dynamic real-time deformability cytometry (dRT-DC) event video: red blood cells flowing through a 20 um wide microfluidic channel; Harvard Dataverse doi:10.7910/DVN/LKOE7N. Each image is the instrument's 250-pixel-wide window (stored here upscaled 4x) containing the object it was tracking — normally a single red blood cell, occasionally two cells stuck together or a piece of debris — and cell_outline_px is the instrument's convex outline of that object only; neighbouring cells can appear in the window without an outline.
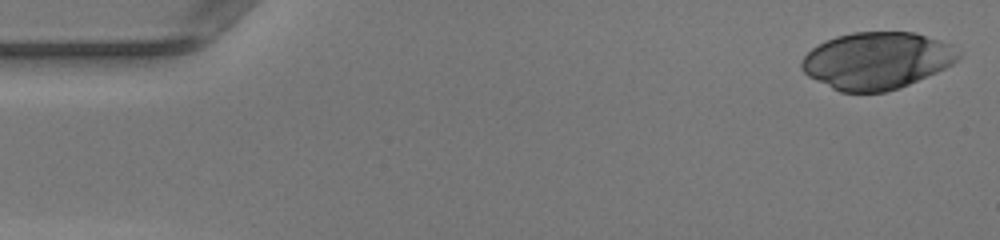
{"species": "human", "species_latin": "Homo sapiens", "temperature_condition": "warm", "stored_images_in_passage": 50, "camera_frame_rate_fps": 3000, "um_per_image_px": 0.085, "donor": {"sex": "female"}, "frame": {"image": 1, "passage_image": 1, "time_ms": 0.0, "image_size_px": [1000, 240], "cell_outline_px": [[960, 56], [952, 64], [936, 72], [900, 88], [884, 92], [840, 92], [808, 76], [800, 68], [800, 64], [804, 56], [812, 48], [824, 40], [836, 36], [852, 32], [916, 32], [952, 44]], "centroid_in_image_um": [74.51, 5.14], "position_along_channel_um": 10.5, "area_um2": 52.02}}
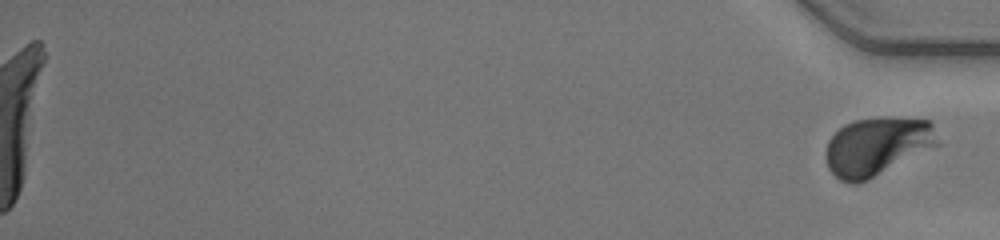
{"frame": {"image": 2, "passage_image": 50, "time_ms": 16.333, "image_size_px": [1000, 240], "cell_outline_px": [[940, 144], [868, 180], [856, 184], [852, 184], [840, 180], [828, 168], [824, 156], [824, 152], [828, 140], [844, 124], [852, 120], [932, 120]], "centroid_in_image_um": [74.51, 12.49], "position_along_channel_um": 360.7, "area_um2": 37.4}}